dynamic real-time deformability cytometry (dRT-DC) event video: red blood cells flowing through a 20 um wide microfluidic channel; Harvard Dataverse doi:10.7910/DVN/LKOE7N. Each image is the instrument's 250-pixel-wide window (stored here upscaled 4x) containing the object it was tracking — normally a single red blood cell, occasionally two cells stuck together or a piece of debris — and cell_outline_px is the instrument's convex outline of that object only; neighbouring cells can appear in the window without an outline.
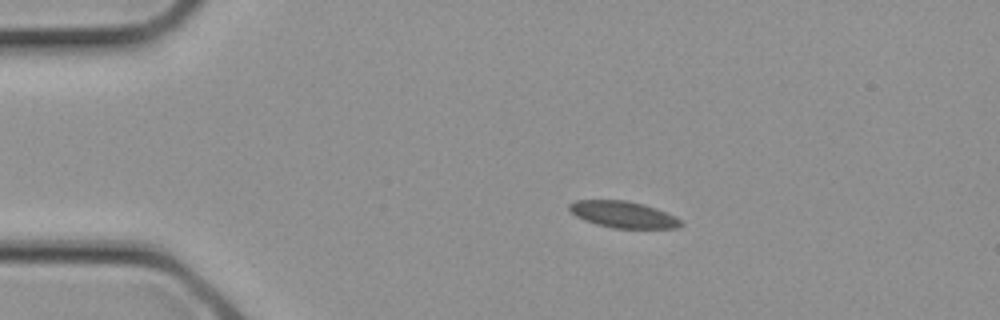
{"species": "common noctule bat (a hibernating species)", "species_latin": "Nyctalus noctula", "temperature_condition": "cold", "stored_images_in_passage": 3, "camera_frame_rate_fps": 3000, "um_per_image_px": 0.085, "animal": {"sex": "female", "body_mass_g": 21.9}, "frame": {"image": 1, "passage_image": 1, "time_ms": 0.0, "image_size_px": [1000, 320], "cell_outline_px": [[684, 224], [676, 228], [612, 228], [596, 224], [584, 220], [576, 216], [568, 208], [568, 204], [576, 200], [628, 200], [644, 204], [656, 208], [680, 220]], "centroid_in_image_um": [52.93, 18.23], "position_along_channel_um": 32.1, "area_um2": 17.17}}